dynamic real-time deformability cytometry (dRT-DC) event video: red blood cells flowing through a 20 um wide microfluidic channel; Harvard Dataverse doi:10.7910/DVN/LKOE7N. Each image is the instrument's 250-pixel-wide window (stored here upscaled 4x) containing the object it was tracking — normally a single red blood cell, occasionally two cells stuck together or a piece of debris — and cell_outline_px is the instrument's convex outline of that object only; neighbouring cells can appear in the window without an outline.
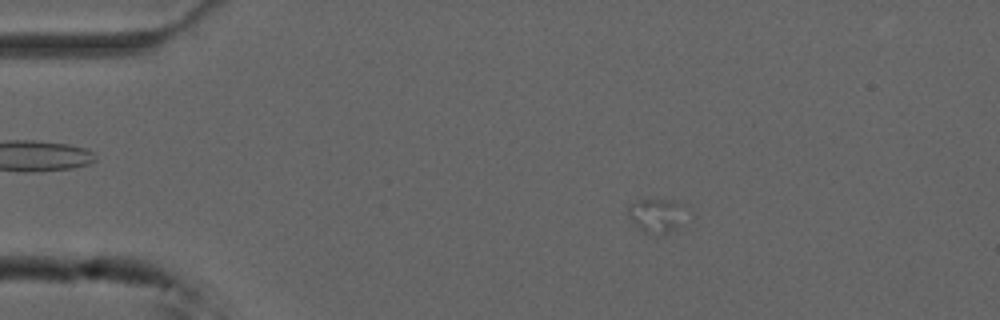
{"species": "common noctule bat (a hibernating species)", "species_latin": "Nyctalus noctula", "temperature_condition": "cold", "stored_images_in_passage": 49, "camera_frame_rate_fps": 3000, "um_per_image_px": 0.085, "animal": {"sex": "male", "forearm_length_mm": 52.5}, "frame": {"image": 1, "passage_image": 11, "time_ms": 3.333, "image_size_px": [1000, 320], "cell_outline_px": [[676, 228], [664, 232], [644, 232], [636, 228], [628, 216], [628, 208], [636, 200], [676, 200]], "centroid_in_image_um": [55.55, 18.3], "position_along_channel_um": 29.5, "area_um2": 10.0}}
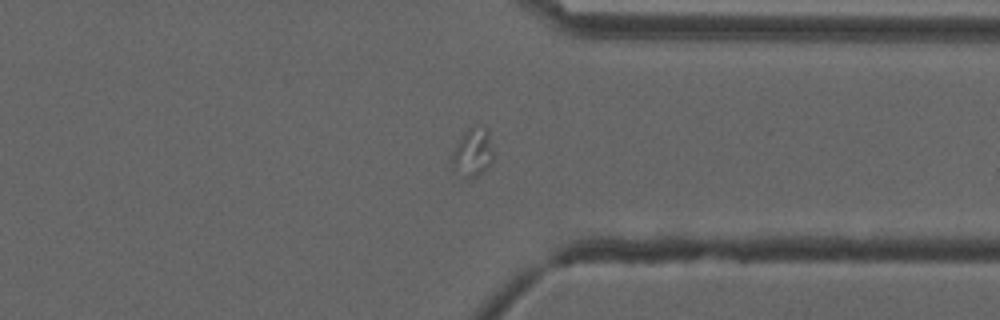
{"frame": {"image": 2, "passage_image": 44, "time_ms": 14.333, "image_size_px": [1000, 320], "cell_outline_px": [[492, 160], [488, 168], [472, 180], [464, 180], [448, 160], [460, 136], [468, 128], [484, 124], [488, 132], [492, 152]], "centroid_in_image_um": [40.14, 12.99], "position_along_channel_um": 371.3, "area_um2": 12.08}}